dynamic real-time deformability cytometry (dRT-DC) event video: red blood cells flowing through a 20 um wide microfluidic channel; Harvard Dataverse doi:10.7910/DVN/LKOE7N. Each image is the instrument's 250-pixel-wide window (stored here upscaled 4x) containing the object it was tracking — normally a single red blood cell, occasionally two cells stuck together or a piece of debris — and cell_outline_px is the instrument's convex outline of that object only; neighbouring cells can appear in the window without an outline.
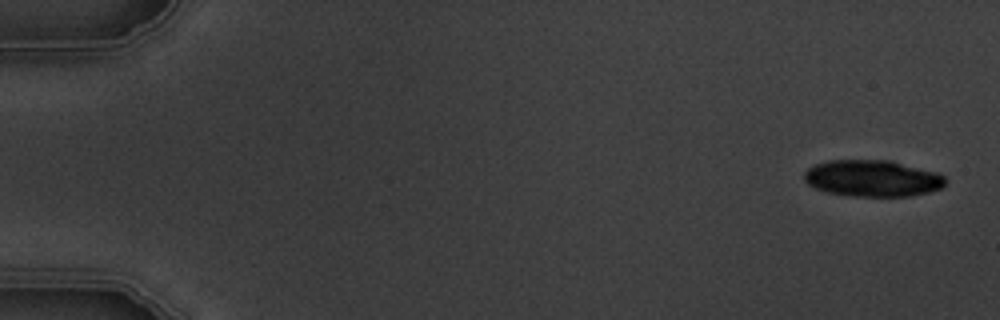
{"species": "common noctule bat (a hibernating species)", "species_latin": "Nyctalus noctula", "temperature_condition": "warm", "stored_images_in_passage": 4, "camera_frame_rate_fps": 3000, "um_per_image_px": 0.085, "animal": {"sex": "male", "body_mass_g": 19.5, "forearm_length_mm": 54.6}, "frame": {"image": 1, "passage_image": 1, "time_ms": 0.0, "image_size_px": [1000, 320], "cell_outline_px": [[944, 184], [940, 188], [928, 192], [912, 196], [852, 196], [828, 192], [816, 188], [808, 184], [804, 180], [804, 172], [808, 168], [816, 164], [828, 160], [892, 160], [936, 172], [944, 176]], "centroid_in_image_um": [74.14, 15.15], "position_along_channel_um": 10.9, "area_um2": 30.0}}